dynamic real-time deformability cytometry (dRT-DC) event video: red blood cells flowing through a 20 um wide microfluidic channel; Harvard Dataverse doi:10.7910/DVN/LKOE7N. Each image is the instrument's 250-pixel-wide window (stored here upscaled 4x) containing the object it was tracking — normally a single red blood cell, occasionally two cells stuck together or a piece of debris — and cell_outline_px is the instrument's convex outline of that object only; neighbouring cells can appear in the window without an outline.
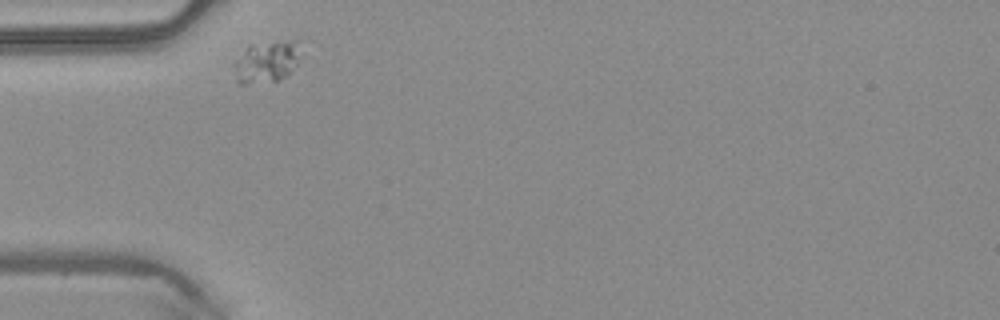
{"species": "common noctule bat (a hibernating species)", "species_latin": "Nyctalus noctula", "temperature_condition": "warm", "stored_images_in_passage": 8, "camera_frame_rate_fps": 3000, "um_per_image_px": 0.085, "animal": {"sex": "male", "body_mass_g": 20.4}, "frame": {"image": 1, "passage_image": 1, "time_ms": 0.0, "image_size_px": [1000, 320], "cell_outline_px": [[296, 64], [280, 80], [244, 84], [240, 84], [236, 80], [232, 64], [244, 48], [248, 44], [292, 40], [296, 60]], "centroid_in_image_um": [22.48, 5.28], "position_along_channel_um": 62.5, "area_um2": 15.55}}
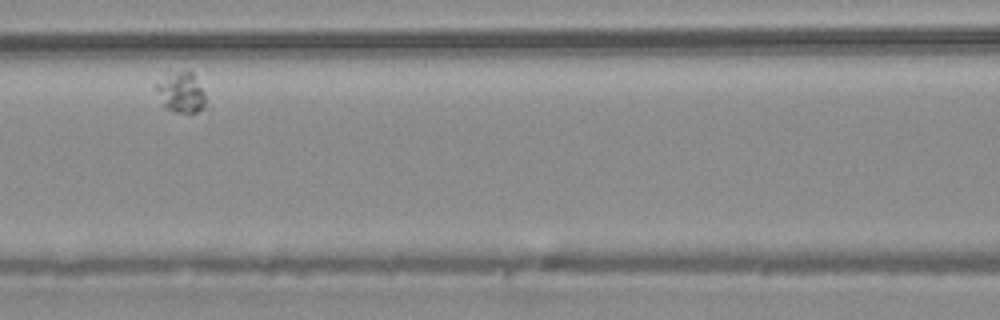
{"frame": {"image": 2, "passage_image": 3, "time_ms": 0.667, "image_size_px": [1000, 320], "cell_outline_px": [[204, 108], [196, 112], [176, 112], [164, 108], [152, 84], [168, 68], [188, 68], [192, 72], [204, 96]], "centroid_in_image_um": [15.25, 7.72], "position_along_channel_um": 151.4, "area_um2": 12.48}}
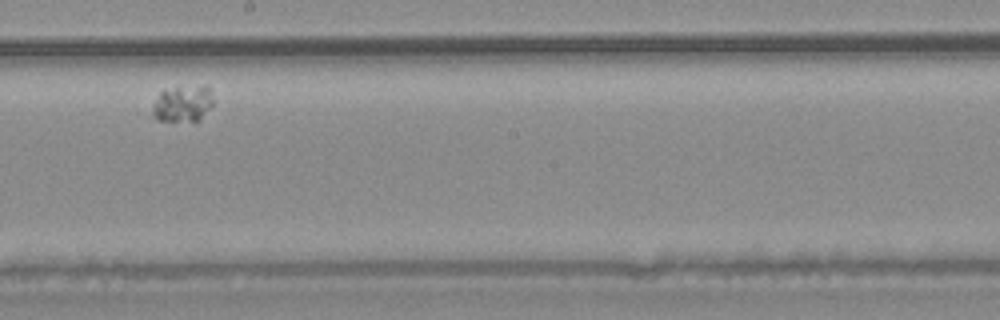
{"frame": {"image": 3, "passage_image": 5, "time_ms": 1.333, "image_size_px": [1000, 320], "cell_outline_px": [[212, 104], [200, 120], [156, 120], [152, 112], [152, 108], [160, 92], [164, 88], [204, 84], [208, 84], [212, 100]], "centroid_in_image_um": [15.53, 8.76], "position_along_channel_um": 232.7, "area_um2": 12.89}}